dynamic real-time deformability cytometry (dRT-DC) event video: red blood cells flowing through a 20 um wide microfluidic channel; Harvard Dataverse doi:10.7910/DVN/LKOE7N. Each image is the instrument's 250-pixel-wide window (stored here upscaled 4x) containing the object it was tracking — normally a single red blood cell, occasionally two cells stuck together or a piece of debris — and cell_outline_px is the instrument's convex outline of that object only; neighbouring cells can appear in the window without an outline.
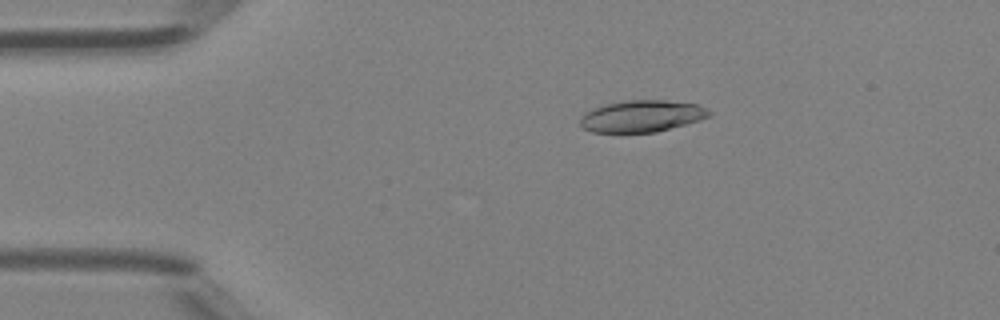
{"species": "Egyptian fruit bat (a non-hibernating species)", "species_latin": "Rousettus aegyptiacus", "temperature_condition": "room temperature", "stored_images_in_passage": 43, "camera_frame_rate_fps": 3000, "um_per_image_px": 0.085, "animal": {"sex": "female"}, "frame": {"image": 1, "passage_image": 5, "time_ms": 1.333, "image_size_px": [1000, 320], "cell_outline_px": [[712, 116], [700, 120], [656, 132], [620, 136], [592, 132], [584, 128], [580, 124], [580, 116], [584, 112], [592, 108], [624, 100], [664, 100], [696, 104], [712, 112]], "centroid_in_image_um": [54.48, 9.92], "position_along_channel_um": 30.5, "area_um2": 24.74}}
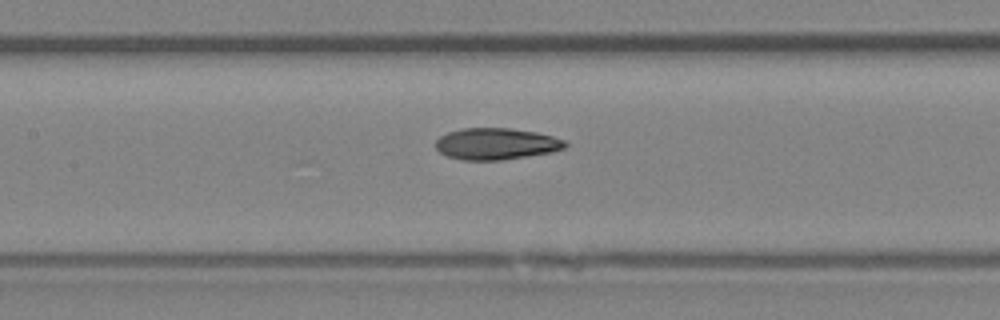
{"frame": {"image": 2, "passage_image": 18, "time_ms": 5.667, "image_size_px": [1000, 320], "cell_outline_px": [[568, 144], [564, 148], [552, 152], [528, 156], [500, 160], [464, 160], [448, 156], [440, 152], [436, 148], [436, 140], [440, 136], [448, 132], [460, 128], [512, 128], [536, 132], [552, 136], [564, 140]], "centroid_in_image_um": [42.18, 12.22], "position_along_channel_um": 165.2, "area_um2": 23.81}}
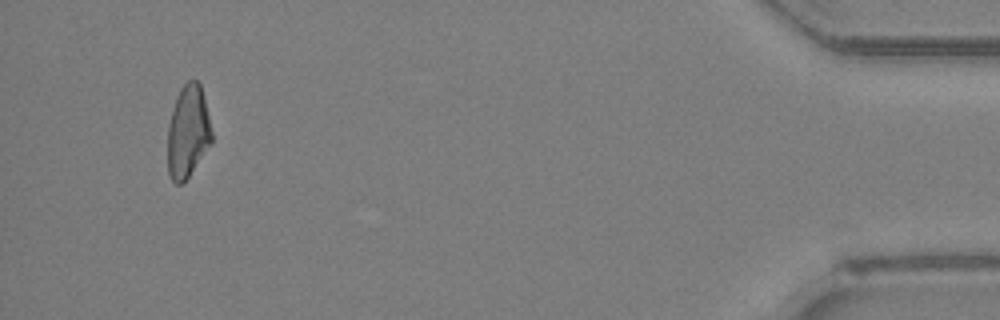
{"frame": {"image": 3, "passage_image": 41, "time_ms": 13.333, "image_size_px": [1000, 320], "cell_outline_px": [[212, 140], [184, 184], [176, 184], [172, 180], [168, 172], [168, 124], [180, 88], [188, 80], [196, 80], [200, 84], [212, 132]], "centroid_in_image_um": [15.96, 11.23], "position_along_channel_um": 419.2, "area_um2": 23.35}, "authors_computed_cell_mechanics": {"area_um2": 24.276, "velocity_mm_per_s": 4.325, "shape_relaxation_time_tau1_ms": 5.7336, "shape_relaxation_time_tau2_ms": 2.9279, "deformation_change_tau1": 0.1806, "deformation_change_tau2": 0.1005}}